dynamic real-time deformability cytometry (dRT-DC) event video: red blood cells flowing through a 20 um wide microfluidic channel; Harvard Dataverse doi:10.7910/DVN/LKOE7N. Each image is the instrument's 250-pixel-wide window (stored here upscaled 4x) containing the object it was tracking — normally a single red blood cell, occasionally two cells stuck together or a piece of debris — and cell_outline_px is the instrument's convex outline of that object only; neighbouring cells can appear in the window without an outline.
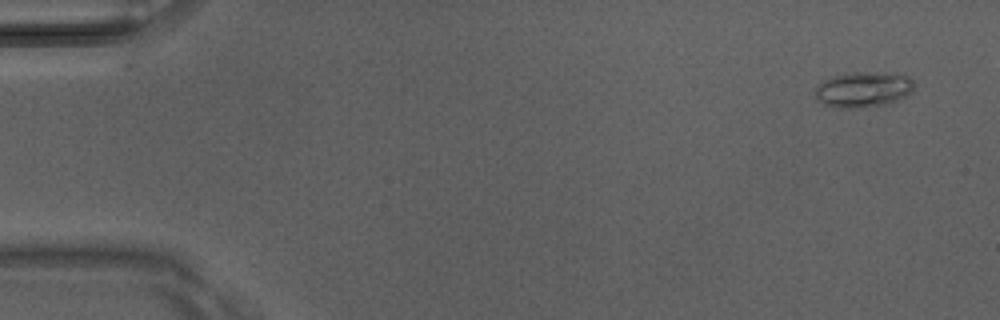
{"species": "Egyptian fruit bat (a non-hibernating species)", "species_latin": "Rousettus aegyptiacus", "temperature_condition": "room temperature", "stored_images_in_passage": 41, "camera_frame_rate_fps": 3000, "um_per_image_px": 0.085, "animal": {"sex": "male"}, "frame": {"image": 1, "passage_image": 1, "time_ms": 0.0, "image_size_px": [1000, 320], "cell_outline_px": [[912, 92], [888, 104], [860, 108], [840, 108], [824, 104], [816, 100], [816, 88], [824, 80], [836, 76], [852, 72], [896, 72], [908, 76], [912, 80]], "centroid_in_image_um": [73.4, 7.6], "position_along_channel_um": 11.6, "area_um2": 20.46}}
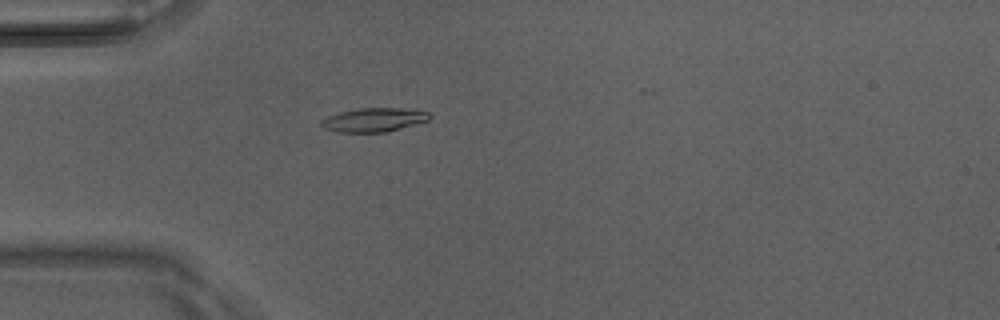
{"frame": {"image": 2, "passage_image": 13, "time_ms": 4.0, "image_size_px": [1000, 320], "cell_outline_px": [[432, 116], [428, 120], [400, 128], [384, 132], [340, 132], [324, 128], [320, 124], [320, 120], [328, 116], [340, 112], [360, 108], [400, 108], [428, 112]], "centroid_in_image_um": [31.75, 10.18], "position_along_channel_um": 53.3, "area_um2": 14.8}}
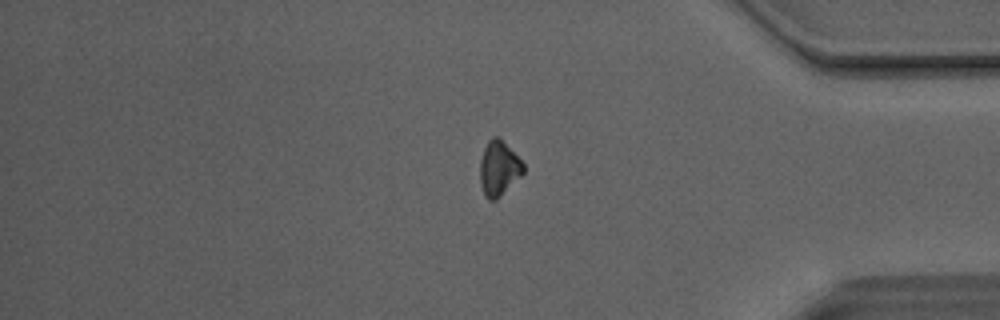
{"frame": {"image": 3, "passage_image": 40, "time_ms": 13.0, "image_size_px": [1000, 320], "cell_outline_px": [[524, 172], [496, 200], [488, 200], [484, 196], [480, 184], [480, 160], [484, 148], [488, 140], [492, 136], [496, 136], [524, 164]], "centroid_in_image_um": [42.36, 14.35], "position_along_channel_um": 392.8, "area_um2": 13.53}}